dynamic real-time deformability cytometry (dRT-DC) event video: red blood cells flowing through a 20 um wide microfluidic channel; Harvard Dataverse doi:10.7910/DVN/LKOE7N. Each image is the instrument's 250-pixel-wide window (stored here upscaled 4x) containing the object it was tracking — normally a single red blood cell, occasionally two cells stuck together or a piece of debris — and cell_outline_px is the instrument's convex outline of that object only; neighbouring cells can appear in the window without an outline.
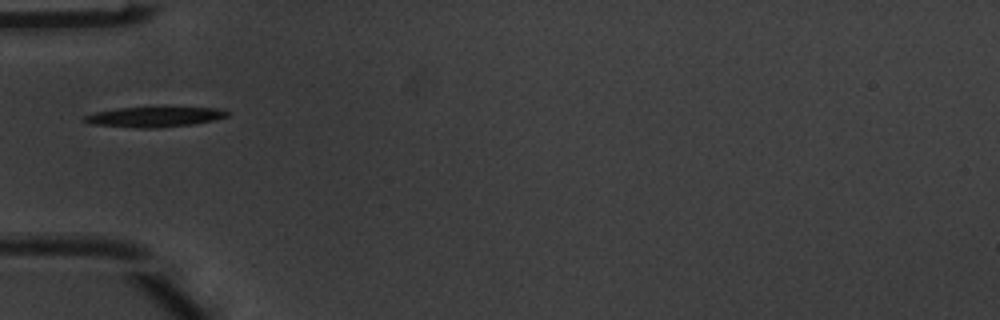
{"species": "common noctule bat (a hibernating species)", "species_latin": "Nyctalus noctula", "temperature_condition": "warm", "stored_images_in_passage": 6, "camera_frame_rate_fps": 3000, "um_per_image_px": 0.085, "animal": {"sex": "male", "body_mass_g": 20.1, "forearm_length_mm": 53.5}, "frame": {"image": 1, "passage_image": 5, "time_ms": 1.333, "image_size_px": [1000, 320], "cell_outline_px": [[228, 116], [216, 120], [192, 124], [156, 128], [136, 128], [96, 124], [84, 120], [84, 116], [96, 112], [116, 108], [164, 104], [220, 108], [228, 112]], "centroid_in_image_um": [13.25, 9.87], "position_along_channel_um": 71.7, "area_um2": 17.86}}